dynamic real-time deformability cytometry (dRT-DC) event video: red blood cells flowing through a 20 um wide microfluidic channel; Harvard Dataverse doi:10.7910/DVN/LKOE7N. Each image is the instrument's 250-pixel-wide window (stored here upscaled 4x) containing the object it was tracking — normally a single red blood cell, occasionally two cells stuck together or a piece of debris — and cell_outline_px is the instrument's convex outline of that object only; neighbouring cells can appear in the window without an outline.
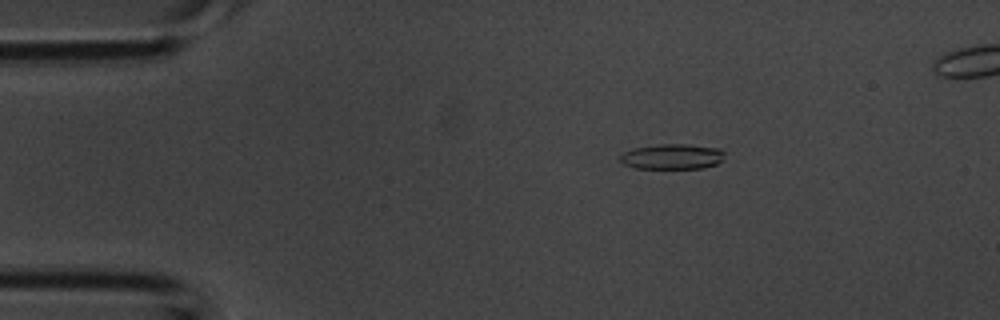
{"species": "common noctule bat (a hibernating species)", "species_latin": "Nyctalus noctula", "temperature_condition": "room temperature", "stored_images_in_passage": 36, "camera_frame_rate_fps": 3000, "um_per_image_px": 0.085, "animal": {"sex": "male", "body_mass_g": 20.1, "forearm_length_mm": 53.5}, "frame": {"image": 1, "passage_image": 3, "time_ms": 0.667, "image_size_px": [1000, 320], "cell_outline_px": [[724, 152], [720, 160], [716, 164], [704, 168], [636, 168], [624, 164], [620, 160], [620, 156], [624, 152], [636, 148], [660, 144], [688, 144], [720, 148]], "centroid_in_image_um": [57.14, 13.3], "position_along_channel_um": 27.9, "area_um2": 15.2}}
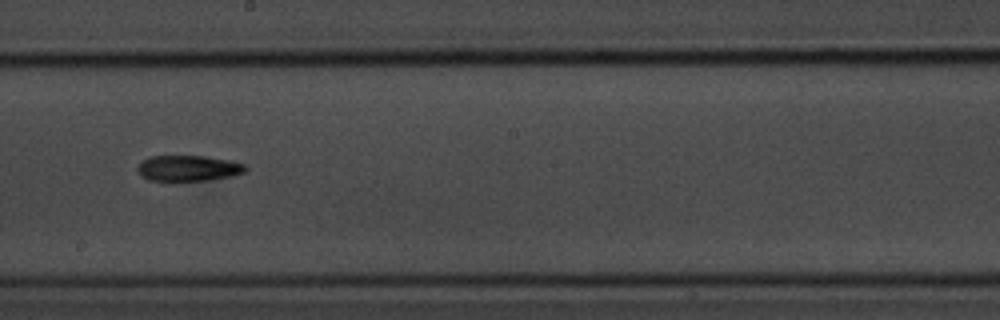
{"frame": {"image": 2, "passage_image": 19, "time_ms": 6.0, "image_size_px": [1000, 320], "cell_outline_px": [[248, 168], [244, 172], [232, 176], [208, 180], [176, 184], [148, 180], [140, 176], [136, 168], [144, 160], [152, 156], [204, 156], [232, 160], [244, 164]], "centroid_in_image_um": [15.98, 14.35], "position_along_channel_um": 232.2, "area_um2": 16.99}}
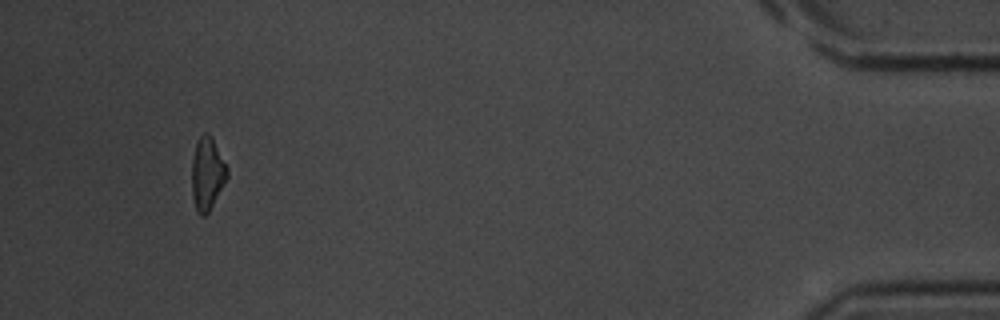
{"frame": {"image": 3, "passage_image": 35, "time_ms": 11.333, "image_size_px": [1000, 320], "cell_outline_px": [[228, 176], [208, 212], [204, 216], [200, 216], [196, 212], [192, 196], [192, 160], [196, 144], [200, 136], [204, 132], [208, 132], [212, 136], [228, 168]], "centroid_in_image_um": [17.61, 14.75], "position_along_channel_um": 417.6, "area_um2": 14.97}}